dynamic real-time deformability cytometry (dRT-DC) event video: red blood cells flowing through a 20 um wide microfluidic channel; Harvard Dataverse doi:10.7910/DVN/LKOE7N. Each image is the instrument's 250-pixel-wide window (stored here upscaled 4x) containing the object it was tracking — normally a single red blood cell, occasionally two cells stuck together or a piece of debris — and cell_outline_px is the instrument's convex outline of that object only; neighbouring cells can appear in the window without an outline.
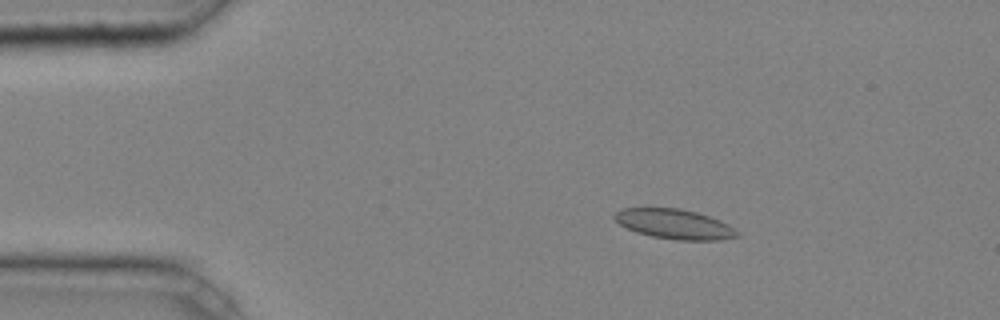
{"species": "common noctule bat (a hibernating species)", "species_latin": "Nyctalus noctula", "temperature_condition": "cold", "stored_images_in_passage": 6, "camera_frame_rate_fps": 3000, "um_per_image_px": 0.085, "animal": {"sex": "male", "body_mass_g": 20.4}, "frame": {"image": 1, "passage_image": 3, "time_ms": 0.667, "image_size_px": [1000, 320], "cell_outline_px": [[740, 232], [736, 236], [720, 240], [676, 240], [652, 236], [636, 232], [620, 224], [612, 216], [620, 208], [680, 208], [696, 212], [720, 220], [728, 224]], "centroid_in_image_um": [57.32, 19.04], "position_along_channel_um": 27.7, "area_um2": 21.21}}
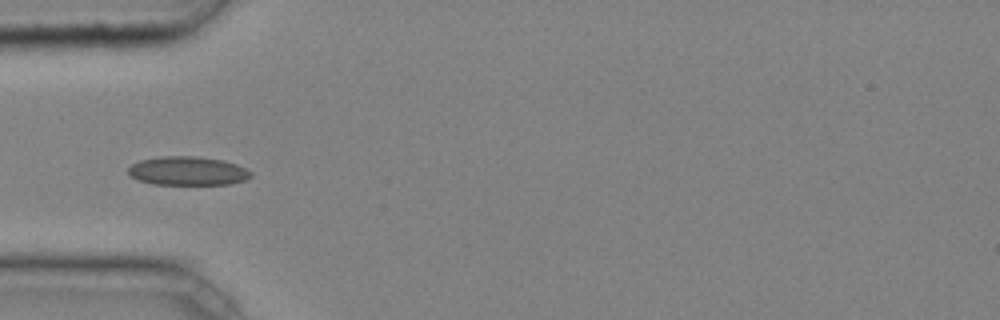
{"frame": {"image": 2, "passage_image": 5, "time_ms": 1.333, "image_size_px": [1000, 320], "cell_outline_px": [[252, 176], [244, 180], [232, 184], [152, 184], [136, 180], [128, 172], [128, 168], [132, 164], [140, 160], [160, 156], [196, 156], [224, 160], [236, 164], [252, 172]], "centroid_in_image_um": [15.95, 14.53], "position_along_channel_um": 69.1, "area_um2": 20.63}}
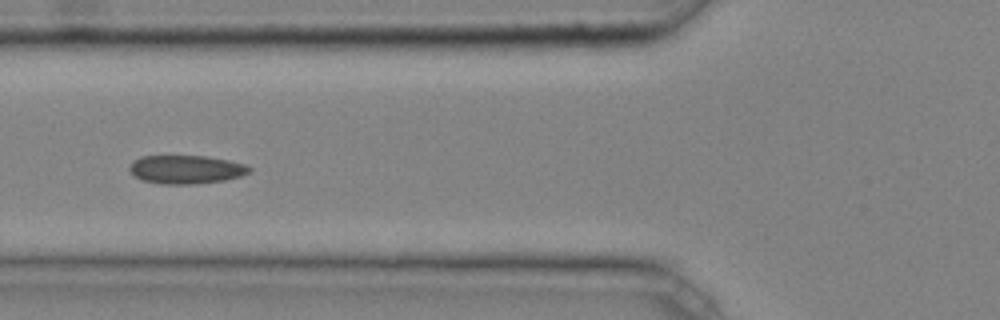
{"frame": {"image": 3, "passage_image": 6, "time_ms": 1.667, "image_size_px": [1000, 320], "cell_outline_px": [[252, 172], [240, 176], [224, 180], [192, 184], [160, 184], [144, 180], [136, 176], [128, 168], [132, 160], [140, 156], [204, 156], [228, 160], [248, 164], [252, 168]], "centroid_in_image_um": [15.84, 14.39], "position_along_channel_um": 110.0, "area_um2": 19.94}}